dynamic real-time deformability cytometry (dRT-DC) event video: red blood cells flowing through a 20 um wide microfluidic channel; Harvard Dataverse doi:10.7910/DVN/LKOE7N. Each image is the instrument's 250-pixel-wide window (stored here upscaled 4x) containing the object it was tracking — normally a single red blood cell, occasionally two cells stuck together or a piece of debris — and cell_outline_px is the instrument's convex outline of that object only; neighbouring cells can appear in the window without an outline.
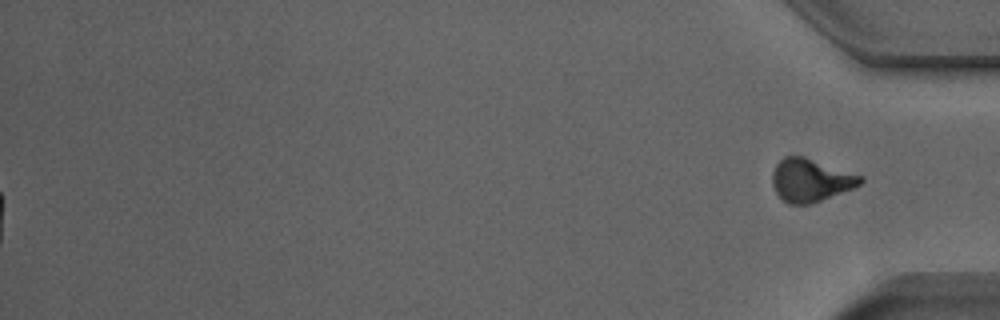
{"species": "Egyptian fruit bat (a non-hibernating species)", "species_latin": "Rousettus aegyptiacus", "temperature_condition": "room temperature", "stored_images_in_passage": 52, "segment_of_instrument_passage": [2, 2], "camera_frame_rate_fps": 3000, "um_per_image_px": 0.085, "animal": {"sex": "male"}, "frame": {"image": 1, "passage_image": 52, "time_ms": 17.0, "image_size_px": [1000, 320], "cell_outline_px": [[864, 180], [860, 184], [852, 188], [812, 204], [788, 204], [776, 192], [772, 184], [772, 172], [776, 164], [784, 156], [804, 156], [864, 176]], "centroid_in_image_um": [68.9, 15.31], "position_along_channel_um": 366.3, "area_um2": 22.02}}